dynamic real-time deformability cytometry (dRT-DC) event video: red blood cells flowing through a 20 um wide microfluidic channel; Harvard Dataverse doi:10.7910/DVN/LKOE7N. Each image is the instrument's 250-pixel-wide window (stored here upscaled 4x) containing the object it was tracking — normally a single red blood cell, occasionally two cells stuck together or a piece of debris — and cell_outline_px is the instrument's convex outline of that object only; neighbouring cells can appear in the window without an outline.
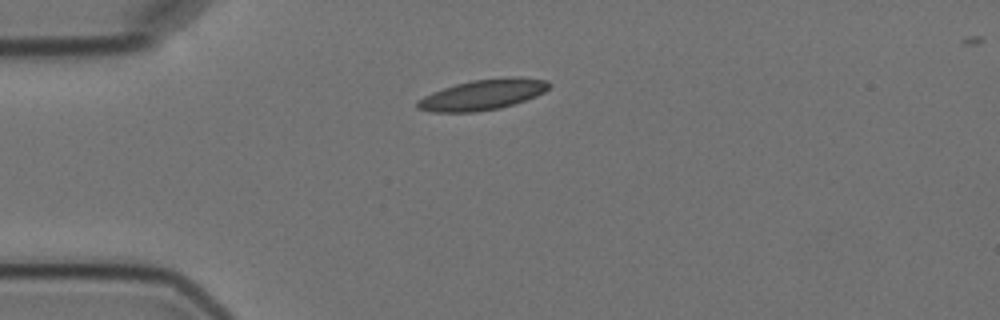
{"species": "Egyptian fruit bat (a non-hibernating species)", "species_latin": "Rousettus aegyptiacus", "temperature_condition": "cold", "stored_images_in_passage": 8, "camera_frame_rate_fps": 3000, "um_per_image_px": 0.085, "animal": {"sex": "female"}, "frame": {"image": 1, "passage_image": 1, "time_ms": 0.0, "image_size_px": [1000, 320], "cell_outline_px": [[552, 84], [544, 92], [536, 96], [500, 108], [476, 112], [432, 112], [416, 108], [416, 100], [432, 92], [456, 84], [472, 80], [508, 76], [516, 76], [548, 80]], "centroid_in_image_um": [41.03, 8.04], "position_along_channel_um": 44.0, "area_um2": 23.52}}
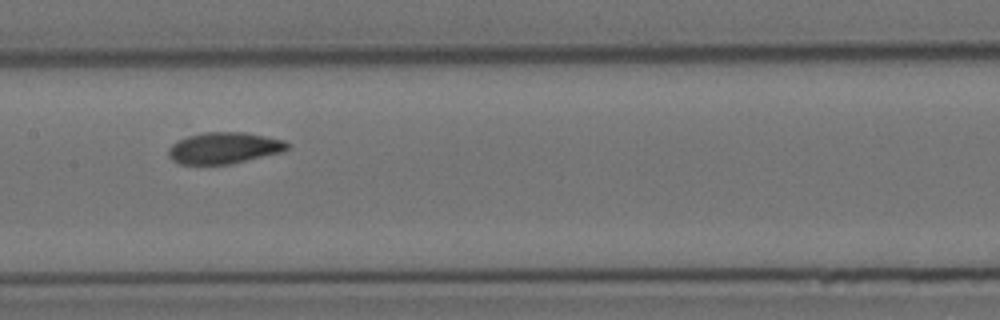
{"frame": {"image": 2, "passage_image": 5, "time_ms": 4.667, "image_size_px": [1000, 320], "cell_outline_px": [[288, 148], [284, 152], [228, 164], [180, 164], [172, 160], [168, 156], [168, 148], [176, 140], [188, 136], [204, 132], [244, 132], [284, 140], [288, 144]], "centroid_in_image_um": [19.02, 12.58], "position_along_channel_um": 188.4, "area_um2": 21.73}}
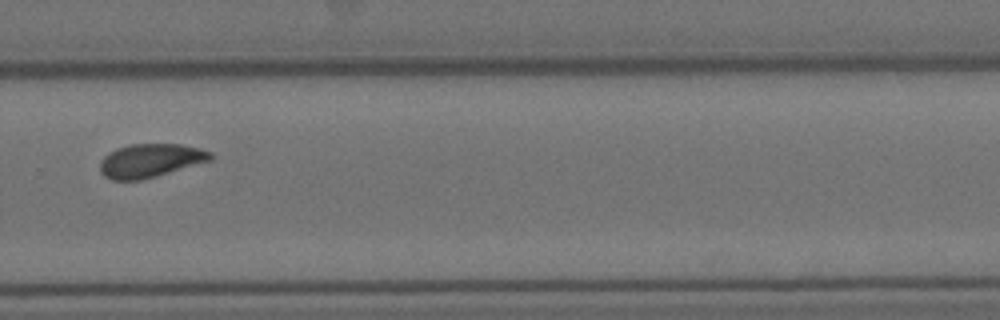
{"frame": {"image": 3, "passage_image": 8, "time_ms": 8.333, "image_size_px": [1000, 320], "cell_outline_px": [[212, 160], [156, 176], [140, 180], [112, 180], [104, 176], [100, 172], [100, 160], [108, 152], [116, 148], [128, 144], [180, 144], [200, 148], [212, 152]], "centroid_in_image_um": [12.76, 13.64], "position_along_channel_um": 317.0, "area_um2": 21.73}}